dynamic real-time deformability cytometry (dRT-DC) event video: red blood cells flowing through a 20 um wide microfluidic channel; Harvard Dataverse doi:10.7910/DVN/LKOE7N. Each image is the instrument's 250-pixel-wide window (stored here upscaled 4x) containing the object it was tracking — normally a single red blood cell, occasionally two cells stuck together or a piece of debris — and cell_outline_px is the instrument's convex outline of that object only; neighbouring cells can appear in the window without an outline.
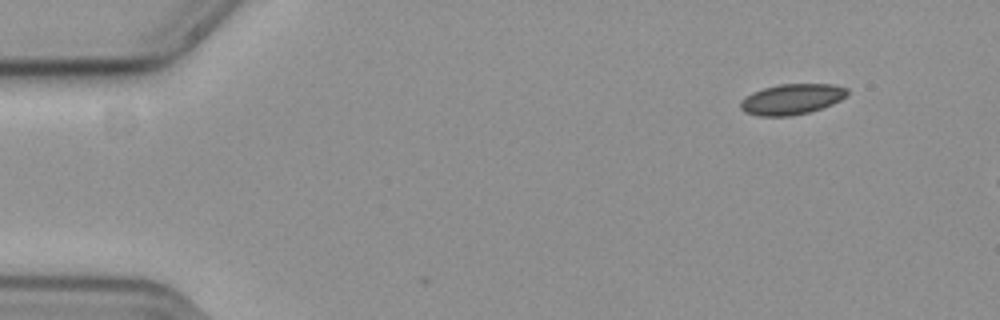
{"species": "common noctule bat (a hibernating species)", "species_latin": "Nyctalus noctula", "temperature_condition": "cold", "stored_images_in_passage": 3, "camera_frame_rate_fps": 3000, "um_per_image_px": 0.085, "animal": {"sex": "female", "body_mass_g": 19.3, "forearm_length_mm": 54.1}, "frame": {"image": 1, "passage_image": 1, "time_ms": 0.0, "image_size_px": [1000, 320], "cell_outline_px": [[848, 96], [832, 104], [808, 112], [792, 116], [756, 116], [744, 112], [740, 108], [740, 100], [744, 96], [752, 92], [764, 88], [780, 84], [832, 84], [848, 88]], "centroid_in_image_um": [67.27, 8.43], "position_along_channel_um": 17.7, "area_um2": 19.19}}